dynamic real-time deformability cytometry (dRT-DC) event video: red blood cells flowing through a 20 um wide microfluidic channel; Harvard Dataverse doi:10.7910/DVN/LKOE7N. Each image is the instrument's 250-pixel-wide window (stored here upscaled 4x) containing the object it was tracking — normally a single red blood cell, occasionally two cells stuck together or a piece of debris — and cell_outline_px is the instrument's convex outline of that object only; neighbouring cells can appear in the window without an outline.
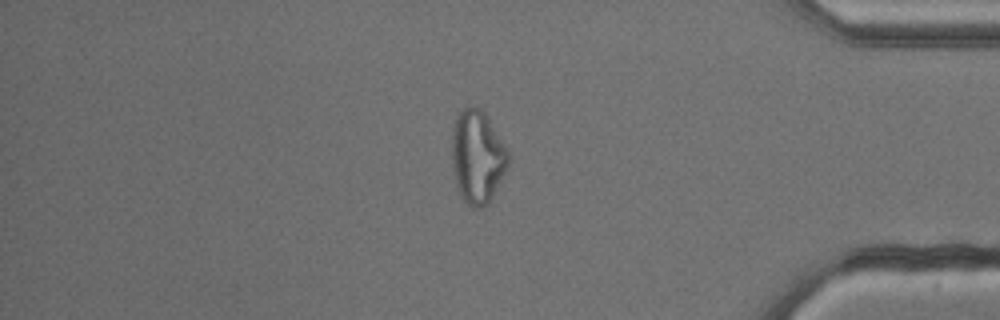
{"species": "common noctule bat (a hibernating species)", "species_latin": "Nyctalus noctula", "temperature_condition": "cold", "stored_images_in_passage": 52, "camera_frame_rate_fps": 3000, "um_per_image_px": 0.085, "animal": {"sex": "male", "body_mass_g": 13.3}, "frame": {"image": 1, "passage_image": 45, "time_ms": 14.667, "image_size_px": [1000, 320], "cell_outline_px": [[508, 164], [488, 204], [480, 208], [472, 208], [464, 204], [456, 188], [452, 168], [452, 128], [456, 116], [468, 104], [472, 104], [480, 108], [484, 112], [508, 152]], "centroid_in_image_um": [40.52, 13.35], "position_along_channel_um": 394.7, "area_um2": 30.63}}